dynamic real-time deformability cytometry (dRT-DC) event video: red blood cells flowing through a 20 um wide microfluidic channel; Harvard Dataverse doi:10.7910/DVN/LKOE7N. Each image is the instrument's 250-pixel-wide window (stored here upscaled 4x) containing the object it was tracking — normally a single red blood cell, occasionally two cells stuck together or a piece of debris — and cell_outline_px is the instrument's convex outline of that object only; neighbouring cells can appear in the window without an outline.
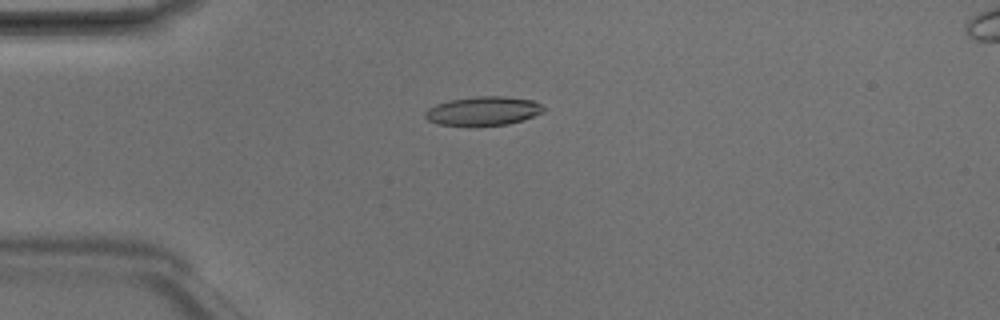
{"species": "Egyptian fruit bat (a non-hibernating species)", "species_latin": "Rousettus aegyptiacus", "temperature_condition": "room temperature", "stored_images_in_passage": 4, "camera_frame_rate_fps": 3000, "um_per_image_px": 0.085, "animal": {"sex": "male"}, "frame": {"image": 1, "passage_image": 3, "time_ms": 0.667, "image_size_px": [1000, 320], "cell_outline_px": [[544, 112], [508, 124], [440, 124], [428, 120], [424, 116], [424, 112], [428, 108], [436, 104], [448, 100], [476, 96], [504, 96], [532, 100], [540, 104], [544, 108]], "centroid_in_image_um": [41.05, 9.4], "position_along_channel_um": 43.9, "area_um2": 19.42}}